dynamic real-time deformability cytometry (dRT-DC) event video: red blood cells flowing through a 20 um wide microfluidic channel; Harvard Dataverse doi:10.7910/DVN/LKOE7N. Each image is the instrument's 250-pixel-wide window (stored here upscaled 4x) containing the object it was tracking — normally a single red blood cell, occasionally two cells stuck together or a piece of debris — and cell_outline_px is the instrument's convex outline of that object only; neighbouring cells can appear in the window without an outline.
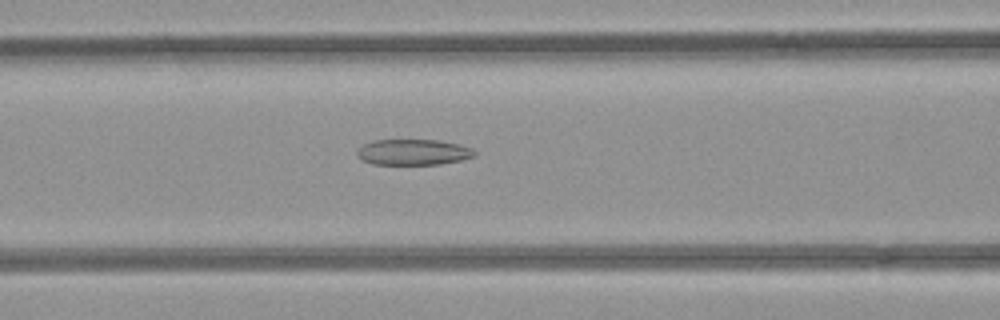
{"species": "common noctule bat (a hibernating species)", "species_latin": "Nyctalus noctula", "temperature_condition": "room temperature", "stored_images_in_passage": 52, "camera_frame_rate_fps": 3000, "um_per_image_px": 0.085, "animal": {"sex": "female", "body_mass_g": 21.9}, "frame": {"image": 1, "passage_image": 21, "time_ms": 6.667, "image_size_px": [1000, 320], "cell_outline_px": [[476, 156], [460, 160], [440, 164], [372, 164], [364, 160], [356, 152], [364, 144], [372, 140], [440, 140], [472, 148], [476, 152]], "centroid_in_image_um": [35.15, 12.93], "position_along_channel_um": 131.4, "area_um2": 17.46}}
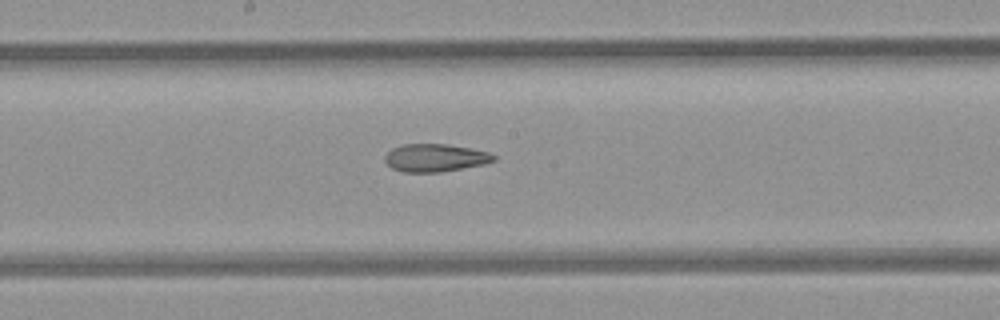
{"frame": {"image": 2, "passage_image": 27, "time_ms": 8.667, "image_size_px": [1000, 320], "cell_outline_px": [[496, 160], [484, 164], [440, 172], [404, 172], [392, 168], [384, 160], [384, 156], [392, 148], [400, 144], [448, 144], [488, 152], [496, 156]], "centroid_in_image_um": [36.97, 13.41], "position_along_channel_um": 211.2, "area_um2": 17.57}}
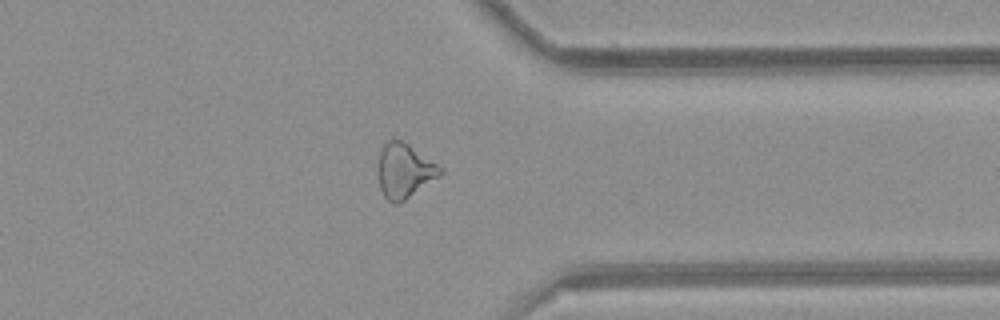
{"frame": {"image": 3, "passage_image": 40, "time_ms": 13.0, "image_size_px": [1000, 320], "cell_outline_px": [[444, 172], [440, 176], [404, 200], [396, 204], [388, 200], [384, 196], [380, 188], [380, 152], [384, 144], [388, 140], [400, 140], [408, 144], [444, 168]], "centroid_in_image_um": [34.42, 14.51], "position_along_channel_um": 377.0, "area_um2": 19.25}, "authors_computed_cell_mechanics": {"area_um2": 21.0103, "velocity_mm_per_s": 3.9715, "shape_relaxation_time_tau1_ms": null, "shape_relaxation_time_tau2_ms": 5.7951, "deformation_change_tau1": null, "deformation_change_tau2": 0.1588}}